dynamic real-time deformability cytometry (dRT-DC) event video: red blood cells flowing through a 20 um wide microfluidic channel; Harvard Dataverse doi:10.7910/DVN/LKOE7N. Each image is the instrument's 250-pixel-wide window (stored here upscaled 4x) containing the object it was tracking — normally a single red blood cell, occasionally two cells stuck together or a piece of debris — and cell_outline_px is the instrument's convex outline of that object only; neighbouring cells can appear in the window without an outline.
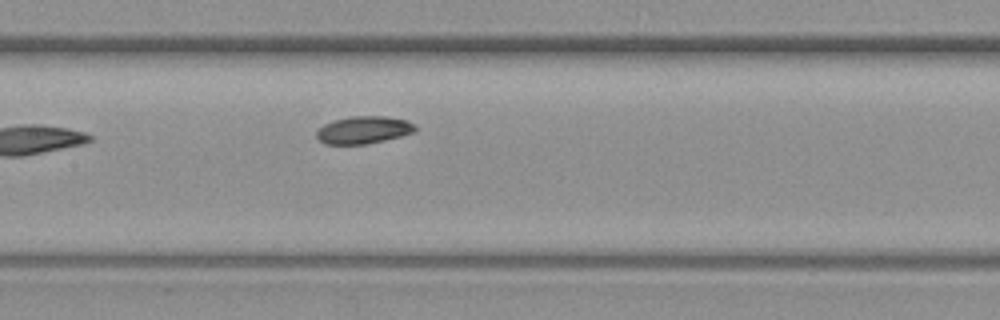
{"species": "common noctule bat (a hibernating species)", "species_latin": "Nyctalus noctula", "temperature_condition": "warm", "stored_images_in_passage": 4, "camera_frame_rate_fps": 3000, "um_per_image_px": 0.085, "animal": {"sex": "female", "body_mass_g": 19.3, "forearm_length_mm": 54.1}, "frame": {"image": 1, "passage_image": 4, "time_ms": 3.667, "image_size_px": [1000, 320], "cell_outline_px": [[416, 132], [384, 140], [364, 144], [324, 144], [316, 136], [316, 132], [324, 124], [336, 120], [352, 116], [388, 116], [404, 120], [416, 124]], "centroid_in_image_um": [30.93, 11.04], "position_along_channel_um": 176.5, "area_um2": 15.66}}